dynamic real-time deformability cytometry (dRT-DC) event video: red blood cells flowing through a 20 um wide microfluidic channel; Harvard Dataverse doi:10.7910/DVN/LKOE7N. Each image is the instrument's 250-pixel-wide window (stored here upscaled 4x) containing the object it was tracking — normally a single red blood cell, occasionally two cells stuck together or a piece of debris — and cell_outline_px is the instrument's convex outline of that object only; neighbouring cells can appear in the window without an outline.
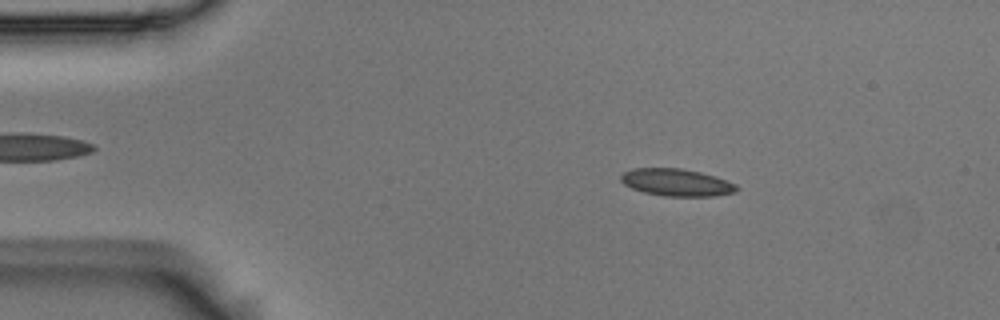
{"species": "Egyptian fruit bat (a non-hibernating species)", "species_latin": "Rousettus aegyptiacus", "temperature_condition": "room temperature", "stored_images_in_passage": 53, "camera_frame_rate_fps": 3000, "um_per_image_px": 0.085, "animal": {"sex": "male"}, "frame": {"image": 1, "passage_image": 8, "time_ms": 2.333, "image_size_px": [1000, 320], "cell_outline_px": [[740, 188], [736, 192], [716, 196], [668, 196], [644, 192], [632, 188], [624, 184], [620, 180], [620, 176], [624, 172], [632, 168], [680, 168], [700, 172], [716, 176], [736, 184]], "centroid_in_image_um": [57.53, 15.5], "position_along_channel_um": 27.5, "area_um2": 18.44}}
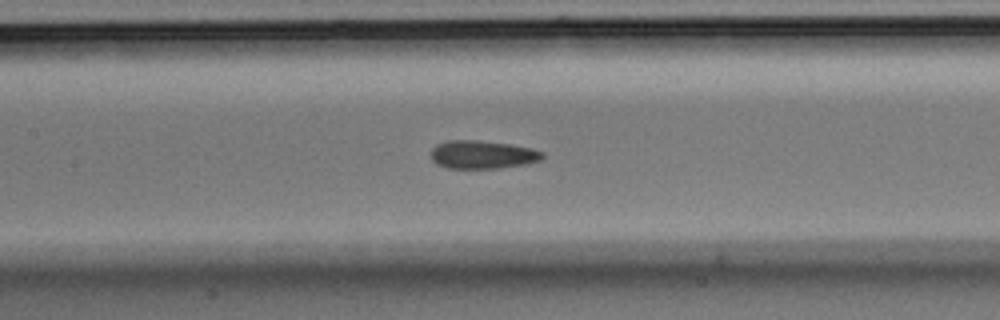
{"frame": {"image": 2, "passage_image": 24, "time_ms": 7.667, "image_size_px": [1000, 320], "cell_outline_px": [[544, 156], [540, 160], [528, 164], [496, 168], [448, 168], [436, 164], [432, 160], [432, 148], [436, 144], [448, 140], [476, 140], [508, 144], [532, 148], [544, 152]], "centroid_in_image_um": [41.01, 13.14], "position_along_channel_um": 166.4, "area_um2": 18.32}}
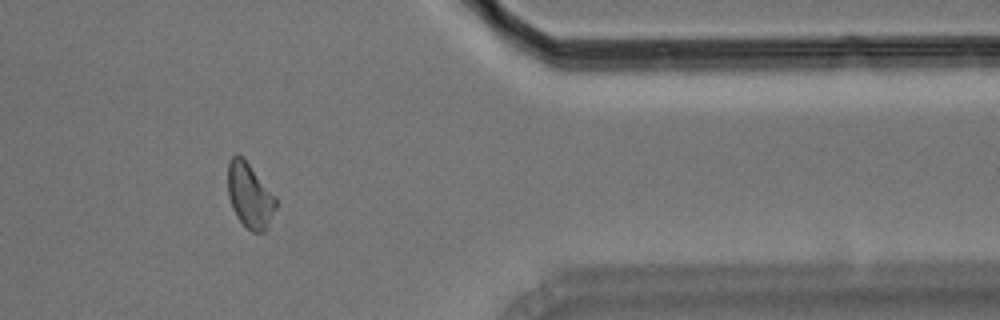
{"frame": {"image": 3, "passage_image": 44, "time_ms": 14.333, "image_size_px": [1000, 320], "cell_outline_px": [[276, 208], [264, 232], [252, 232], [236, 216], [232, 208], [228, 196], [228, 160], [236, 152], [244, 156], [276, 196]], "centroid_in_image_um": [21.22, 16.55], "position_along_channel_um": 390.2, "area_um2": 18.44}, "authors_computed_cell_mechanics": {"area_um2": 18.0914, "velocity_mm_per_s": 3.6681, "shape_relaxation_time_tau1_ms": null, "shape_relaxation_time_tau2_ms": 9.0125, "deformation_change_tau1": null, "deformation_change_tau2": 0.1579}}